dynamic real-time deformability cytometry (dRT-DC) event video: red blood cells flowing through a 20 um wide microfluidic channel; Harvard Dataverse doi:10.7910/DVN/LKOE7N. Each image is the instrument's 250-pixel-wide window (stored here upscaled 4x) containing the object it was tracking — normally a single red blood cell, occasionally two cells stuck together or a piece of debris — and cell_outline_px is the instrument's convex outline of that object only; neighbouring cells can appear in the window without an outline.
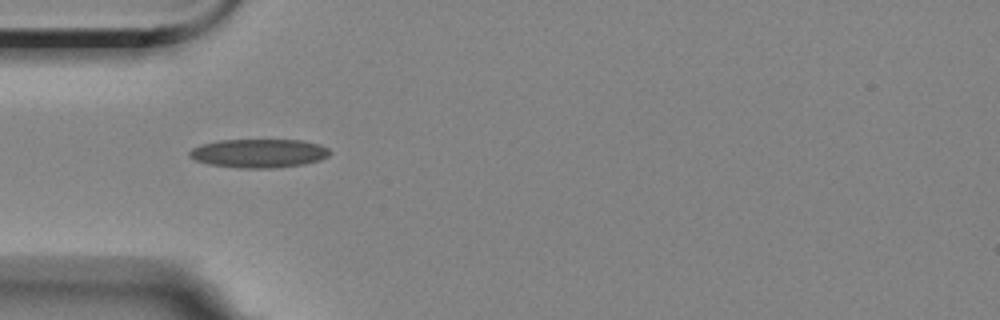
{"species": "Egyptian fruit bat (a non-hibernating species)", "species_latin": "Rousettus aegyptiacus", "temperature_condition": "room temperature", "stored_images_in_passage": 6, "camera_frame_rate_fps": 3000, "um_per_image_px": 0.085, "animal": {"sex": "female"}, "frame": {"image": 1, "passage_image": 4, "time_ms": 3.667, "image_size_px": [1000, 320], "cell_outline_px": [[332, 152], [328, 156], [320, 160], [304, 164], [272, 168], [240, 168], [208, 164], [196, 160], [188, 156], [188, 152], [192, 148], [200, 144], [220, 140], [304, 140], [320, 144], [328, 148]], "centroid_in_image_um": [22.01, 13.02], "position_along_channel_um": 63.0, "area_um2": 23.64}}
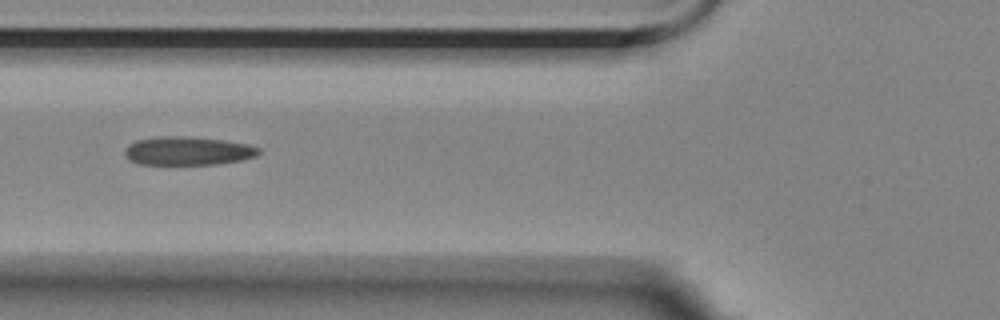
{"frame": {"image": 2, "passage_image": 5, "time_ms": 5.0, "image_size_px": [1000, 320], "cell_outline_px": [[260, 152], [256, 156], [240, 160], [216, 164], [140, 164], [128, 160], [124, 156], [124, 148], [128, 144], [136, 140], [156, 136], [184, 136], [224, 140], [248, 144], [260, 148]], "centroid_in_image_um": [15.91, 12.82], "position_along_channel_um": 109.9, "area_um2": 22.43}}
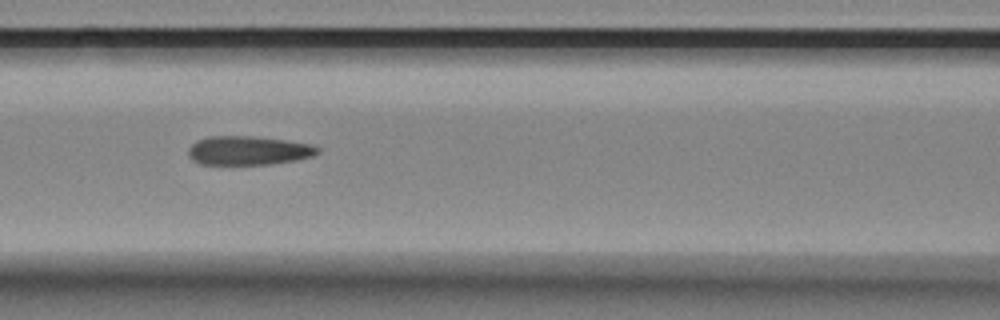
{"frame": {"image": 3, "passage_image": 6, "time_ms": 6.0, "image_size_px": [1000, 320], "cell_outline_px": [[320, 152], [312, 156], [296, 160], [272, 164], [200, 164], [192, 160], [188, 156], [188, 148], [196, 140], [208, 136], [252, 136], [284, 140], [312, 144], [320, 148]], "centroid_in_image_um": [21.1, 12.79], "position_along_channel_um": 145.5, "area_um2": 21.91}}